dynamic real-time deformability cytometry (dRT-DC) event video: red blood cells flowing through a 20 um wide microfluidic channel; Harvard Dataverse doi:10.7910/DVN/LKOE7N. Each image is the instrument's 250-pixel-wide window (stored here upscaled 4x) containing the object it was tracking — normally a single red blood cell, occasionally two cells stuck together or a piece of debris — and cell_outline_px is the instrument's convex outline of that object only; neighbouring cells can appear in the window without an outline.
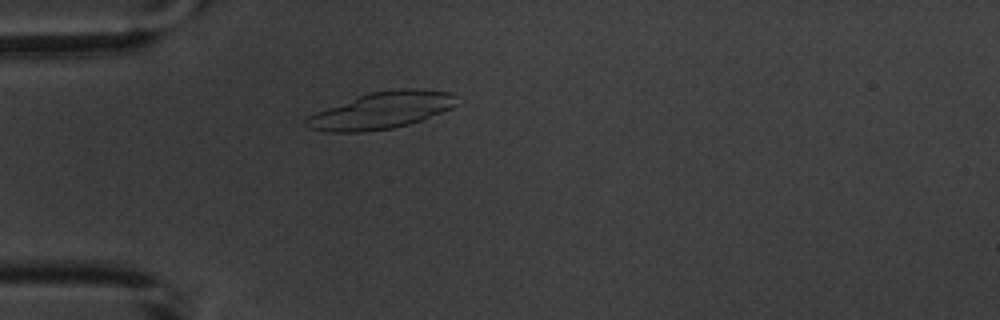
{"species": "common noctule bat (a hibernating species)", "species_latin": "Nyctalus noctula", "temperature_condition": "warm", "stored_images_in_passage": 2, "camera_frame_rate_fps": 3000, "um_per_image_px": 0.085, "animal": {"sex": "male", "body_mass_g": 20.1, "forearm_length_mm": 53.5}, "frame": {"image": 1, "passage_image": 2, "time_ms": 1.0, "image_size_px": [1000, 320], "cell_outline_px": [[460, 104], [452, 108], [420, 120], [408, 124], [392, 128], [360, 132], [328, 132], [308, 128], [304, 124], [304, 120], [308, 116], [316, 112], [360, 96], [372, 92], [400, 88], [416, 88], [452, 92], [456, 96]], "centroid_in_image_um": [32.47, 9.38], "position_along_channel_um": 52.5, "area_um2": 32.02}}